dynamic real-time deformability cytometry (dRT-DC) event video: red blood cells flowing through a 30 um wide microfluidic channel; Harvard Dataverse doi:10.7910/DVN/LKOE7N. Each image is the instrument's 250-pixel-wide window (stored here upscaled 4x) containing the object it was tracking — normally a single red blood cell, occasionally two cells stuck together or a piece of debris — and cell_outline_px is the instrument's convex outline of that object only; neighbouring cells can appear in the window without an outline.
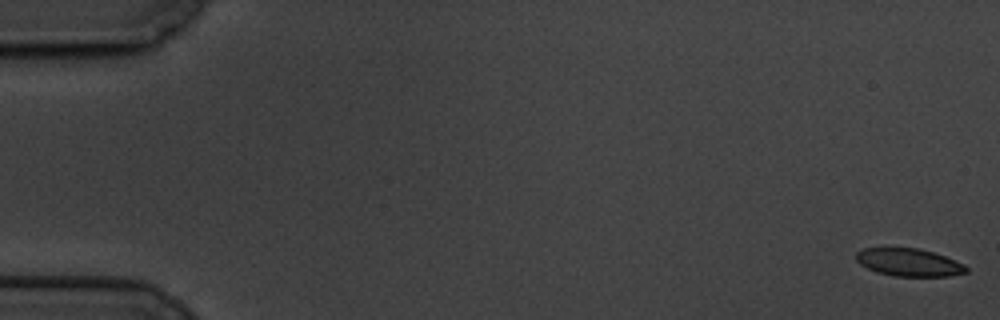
{"species": "common noctule bat (a hibernating species)", "species_latin": "Nyctalus noctula", "temperature_condition": "cold", "stored_images_in_passage": 60, "camera_frame_rate_fps": 3000, "um_per_image_px": 0.085, "animal": {"sex": "male", "body_mass_g": 19.5, "forearm_length_mm": 54.6}, "frame": {"image": 1, "passage_image": 1, "time_ms": 0.0, "image_size_px": [1000, 320], "cell_outline_px": [[968, 272], [948, 276], [892, 276], [876, 272], [860, 264], [856, 260], [856, 252], [864, 248], [920, 248], [944, 256], [964, 264], [968, 268]], "centroid_in_image_um": [77.25, 22.3], "position_along_channel_um": 7.8, "area_um2": 17.74}}
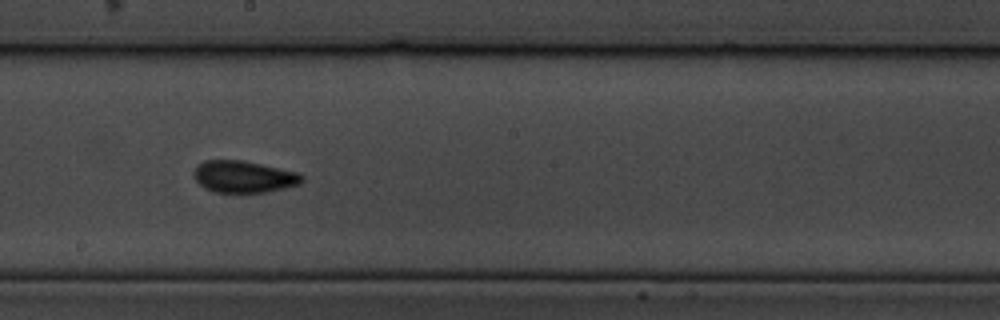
{"frame": {"image": 2, "passage_image": 34, "time_ms": 11.0, "image_size_px": [1000, 320], "cell_outline_px": [[304, 180], [300, 184], [268, 192], [212, 192], [204, 188], [196, 180], [192, 172], [196, 164], [204, 160], [244, 160], [300, 172], [304, 176]], "centroid_in_image_um": [20.72, 15.01], "position_along_channel_um": 227.5, "area_um2": 20.46}}
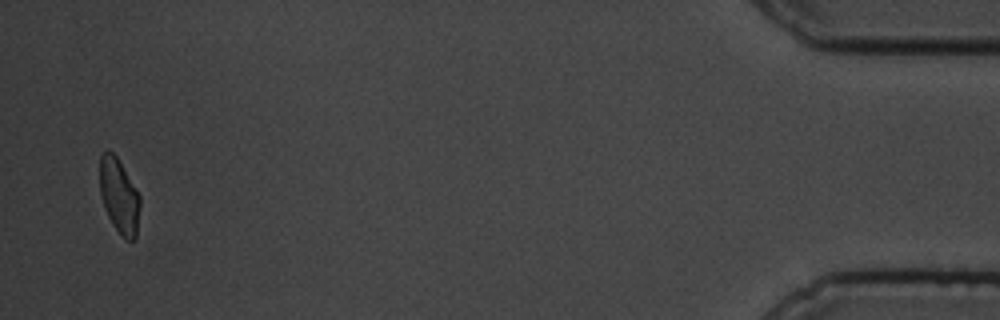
{"frame": {"image": 3, "passage_image": 59, "time_ms": 19.333, "image_size_px": [1000, 320], "cell_outline_px": [[140, 204], [136, 240], [124, 240], [112, 224], [108, 216], [100, 192], [100, 156], [108, 148], [116, 156], [140, 196]], "centroid_in_image_um": [10.13, 16.69], "position_along_channel_um": 425.1, "area_um2": 17.4}, "authors_computed_cell_mechanics": {"area_um2": 19.3341, "velocity_mm_per_s": 3.3414, "shape_relaxation_time_tau1_ms": 5.2038, "shape_relaxation_time_tau2_ms": 1.5871, "deformation_change_tau1": 0.1454, "deformation_change_tau2": 0.0589}}